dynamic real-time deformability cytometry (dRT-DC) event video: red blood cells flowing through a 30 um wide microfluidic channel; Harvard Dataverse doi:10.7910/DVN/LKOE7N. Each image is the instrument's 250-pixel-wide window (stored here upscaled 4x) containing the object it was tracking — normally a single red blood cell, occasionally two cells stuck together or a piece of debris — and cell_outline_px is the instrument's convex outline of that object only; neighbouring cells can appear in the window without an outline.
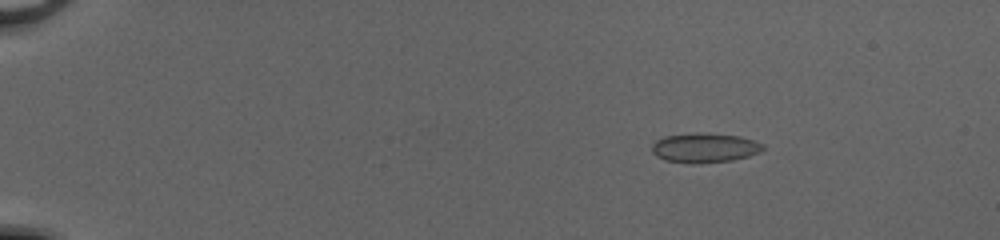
{"species": "common noctule bat (a hibernating species)", "species_latin": "Nyctalus noctula", "temperature_condition": "cold", "stored_images_in_passage": 52, "camera_frame_rate_fps": 3000, "um_per_image_px": 0.085, "animal": {"sex": "female", "body_mass_g": 20.0, "forearm_length_mm": 54.0}, "frame": {"image": 1, "passage_image": 9, "time_ms": 2.667, "image_size_px": [1000, 240], "cell_outline_px": [[764, 148], [760, 152], [748, 156], [732, 160], [692, 164], [664, 160], [656, 156], [652, 152], [652, 144], [656, 140], [664, 136], [696, 132], [740, 136], [764, 144]], "centroid_in_image_um": [59.86, 12.56], "position_along_channel_um": 25.1, "area_um2": 19.19}}
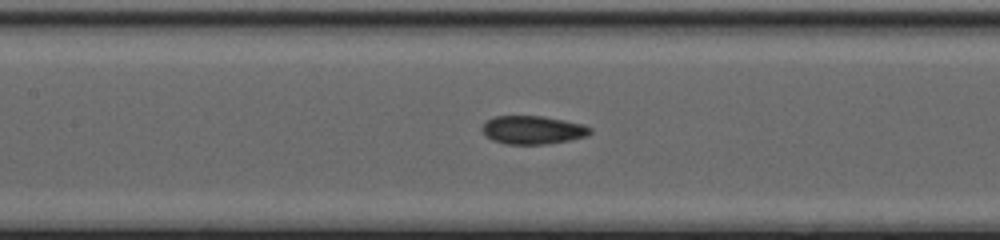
{"frame": {"image": 2, "passage_image": 27, "time_ms": 8.667, "image_size_px": [1000, 240], "cell_outline_px": [[592, 132], [588, 136], [568, 140], [544, 144], [508, 144], [492, 140], [484, 136], [480, 128], [488, 120], [496, 116], [540, 116], [564, 120], [584, 124], [592, 128]], "centroid_in_image_um": [45.28, 11.05], "position_along_channel_um": 162.1, "area_um2": 17.86}}
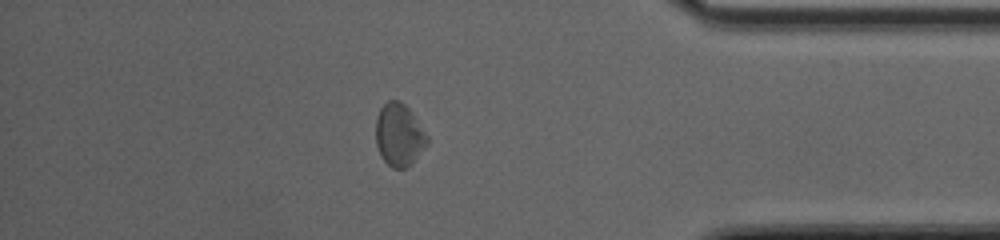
{"frame": {"image": 3, "passage_image": 46, "time_ms": 15.0, "image_size_px": [1000, 240], "cell_outline_px": [[428, 144], [412, 164], [404, 168], [392, 168], [380, 156], [376, 144], [376, 116], [380, 108], [388, 100], [400, 100], [412, 112], [428, 136]], "centroid_in_image_um": [33.92, 11.47], "position_along_channel_um": 401.3, "area_um2": 18.9}, "authors_computed_cell_mechanics": {"area_um2": 18.496, "velocity_mm_per_s": 4.1277, "shape_relaxation_time_tau1_ms": 10.9125, "shape_relaxation_time_tau2_ms": 2.8733, "deformation_change_tau1": 0.1451, "deformation_change_tau2": 0.0679}}